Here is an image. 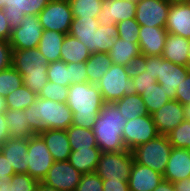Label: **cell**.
<instances>
[{"instance_id": "cell-52", "label": "cell", "mask_w": 190, "mask_h": 191, "mask_svg": "<svg viewBox=\"0 0 190 191\" xmlns=\"http://www.w3.org/2000/svg\"><path fill=\"white\" fill-rule=\"evenodd\" d=\"M10 137L9 129L5 120L4 113H0V145Z\"/></svg>"}, {"instance_id": "cell-21", "label": "cell", "mask_w": 190, "mask_h": 191, "mask_svg": "<svg viewBox=\"0 0 190 191\" xmlns=\"http://www.w3.org/2000/svg\"><path fill=\"white\" fill-rule=\"evenodd\" d=\"M190 177V149L172 147L163 179L172 183Z\"/></svg>"}, {"instance_id": "cell-36", "label": "cell", "mask_w": 190, "mask_h": 191, "mask_svg": "<svg viewBox=\"0 0 190 191\" xmlns=\"http://www.w3.org/2000/svg\"><path fill=\"white\" fill-rule=\"evenodd\" d=\"M72 16L78 18H97L101 11V0H69Z\"/></svg>"}, {"instance_id": "cell-11", "label": "cell", "mask_w": 190, "mask_h": 191, "mask_svg": "<svg viewBox=\"0 0 190 191\" xmlns=\"http://www.w3.org/2000/svg\"><path fill=\"white\" fill-rule=\"evenodd\" d=\"M159 135L152 115H140L128 120L123 127L122 136L126 149L132 151L137 146L147 143Z\"/></svg>"}, {"instance_id": "cell-17", "label": "cell", "mask_w": 190, "mask_h": 191, "mask_svg": "<svg viewBox=\"0 0 190 191\" xmlns=\"http://www.w3.org/2000/svg\"><path fill=\"white\" fill-rule=\"evenodd\" d=\"M151 115L159 135L167 136L185 120L183 105L177 100H170Z\"/></svg>"}, {"instance_id": "cell-28", "label": "cell", "mask_w": 190, "mask_h": 191, "mask_svg": "<svg viewBox=\"0 0 190 191\" xmlns=\"http://www.w3.org/2000/svg\"><path fill=\"white\" fill-rule=\"evenodd\" d=\"M60 53V60L66 64L86 62L92 54L82 42L70 34L65 35Z\"/></svg>"}, {"instance_id": "cell-8", "label": "cell", "mask_w": 190, "mask_h": 191, "mask_svg": "<svg viewBox=\"0 0 190 191\" xmlns=\"http://www.w3.org/2000/svg\"><path fill=\"white\" fill-rule=\"evenodd\" d=\"M134 156L132 151L102 152L95 173L102 180H129Z\"/></svg>"}, {"instance_id": "cell-35", "label": "cell", "mask_w": 190, "mask_h": 191, "mask_svg": "<svg viewBox=\"0 0 190 191\" xmlns=\"http://www.w3.org/2000/svg\"><path fill=\"white\" fill-rule=\"evenodd\" d=\"M37 96L27 86L22 85L6 95V107L11 110H25L35 102Z\"/></svg>"}, {"instance_id": "cell-19", "label": "cell", "mask_w": 190, "mask_h": 191, "mask_svg": "<svg viewBox=\"0 0 190 191\" xmlns=\"http://www.w3.org/2000/svg\"><path fill=\"white\" fill-rule=\"evenodd\" d=\"M168 32L163 27L140 25L139 48L141 56H161Z\"/></svg>"}, {"instance_id": "cell-13", "label": "cell", "mask_w": 190, "mask_h": 191, "mask_svg": "<svg viewBox=\"0 0 190 191\" xmlns=\"http://www.w3.org/2000/svg\"><path fill=\"white\" fill-rule=\"evenodd\" d=\"M82 173L69 161H55L42 183L59 191H75Z\"/></svg>"}, {"instance_id": "cell-45", "label": "cell", "mask_w": 190, "mask_h": 191, "mask_svg": "<svg viewBox=\"0 0 190 191\" xmlns=\"http://www.w3.org/2000/svg\"><path fill=\"white\" fill-rule=\"evenodd\" d=\"M75 191H103V180L95 172L82 174Z\"/></svg>"}, {"instance_id": "cell-31", "label": "cell", "mask_w": 190, "mask_h": 191, "mask_svg": "<svg viewBox=\"0 0 190 191\" xmlns=\"http://www.w3.org/2000/svg\"><path fill=\"white\" fill-rule=\"evenodd\" d=\"M114 104L127 121L137 118L140 115L149 114L142 96L136 93L123 96L120 100L115 101Z\"/></svg>"}, {"instance_id": "cell-30", "label": "cell", "mask_w": 190, "mask_h": 191, "mask_svg": "<svg viewBox=\"0 0 190 191\" xmlns=\"http://www.w3.org/2000/svg\"><path fill=\"white\" fill-rule=\"evenodd\" d=\"M85 63L88 82L91 84H97L113 64L108 53L97 52L92 53Z\"/></svg>"}, {"instance_id": "cell-14", "label": "cell", "mask_w": 190, "mask_h": 191, "mask_svg": "<svg viewBox=\"0 0 190 191\" xmlns=\"http://www.w3.org/2000/svg\"><path fill=\"white\" fill-rule=\"evenodd\" d=\"M171 3L167 0H140L136 2L135 19L142 26H166Z\"/></svg>"}, {"instance_id": "cell-34", "label": "cell", "mask_w": 190, "mask_h": 191, "mask_svg": "<svg viewBox=\"0 0 190 191\" xmlns=\"http://www.w3.org/2000/svg\"><path fill=\"white\" fill-rule=\"evenodd\" d=\"M141 96L150 115L170 101L164 86H161L158 82L144 90Z\"/></svg>"}, {"instance_id": "cell-40", "label": "cell", "mask_w": 190, "mask_h": 191, "mask_svg": "<svg viewBox=\"0 0 190 191\" xmlns=\"http://www.w3.org/2000/svg\"><path fill=\"white\" fill-rule=\"evenodd\" d=\"M39 181L29 174L18 173L11 177L6 188L0 191H36Z\"/></svg>"}, {"instance_id": "cell-54", "label": "cell", "mask_w": 190, "mask_h": 191, "mask_svg": "<svg viewBox=\"0 0 190 191\" xmlns=\"http://www.w3.org/2000/svg\"><path fill=\"white\" fill-rule=\"evenodd\" d=\"M152 191H175V188L172 182L163 179Z\"/></svg>"}, {"instance_id": "cell-26", "label": "cell", "mask_w": 190, "mask_h": 191, "mask_svg": "<svg viewBox=\"0 0 190 191\" xmlns=\"http://www.w3.org/2000/svg\"><path fill=\"white\" fill-rule=\"evenodd\" d=\"M190 39L168 33L162 58L173 64L188 66V49Z\"/></svg>"}, {"instance_id": "cell-61", "label": "cell", "mask_w": 190, "mask_h": 191, "mask_svg": "<svg viewBox=\"0 0 190 191\" xmlns=\"http://www.w3.org/2000/svg\"><path fill=\"white\" fill-rule=\"evenodd\" d=\"M5 5V0H0V9H3Z\"/></svg>"}, {"instance_id": "cell-33", "label": "cell", "mask_w": 190, "mask_h": 191, "mask_svg": "<svg viewBox=\"0 0 190 191\" xmlns=\"http://www.w3.org/2000/svg\"><path fill=\"white\" fill-rule=\"evenodd\" d=\"M66 133L68 135L71 150L98 147L92 129L71 125L66 129Z\"/></svg>"}, {"instance_id": "cell-24", "label": "cell", "mask_w": 190, "mask_h": 191, "mask_svg": "<svg viewBox=\"0 0 190 191\" xmlns=\"http://www.w3.org/2000/svg\"><path fill=\"white\" fill-rule=\"evenodd\" d=\"M99 23L97 18L73 17L68 34L76 37L91 53H96L97 29Z\"/></svg>"}, {"instance_id": "cell-18", "label": "cell", "mask_w": 190, "mask_h": 191, "mask_svg": "<svg viewBox=\"0 0 190 191\" xmlns=\"http://www.w3.org/2000/svg\"><path fill=\"white\" fill-rule=\"evenodd\" d=\"M28 139V137H8L3 144L0 145V151L6 157L10 166L14 168L15 174H27Z\"/></svg>"}, {"instance_id": "cell-50", "label": "cell", "mask_w": 190, "mask_h": 191, "mask_svg": "<svg viewBox=\"0 0 190 191\" xmlns=\"http://www.w3.org/2000/svg\"><path fill=\"white\" fill-rule=\"evenodd\" d=\"M12 29L6 19L3 9H0V40L9 41Z\"/></svg>"}, {"instance_id": "cell-16", "label": "cell", "mask_w": 190, "mask_h": 191, "mask_svg": "<svg viewBox=\"0 0 190 191\" xmlns=\"http://www.w3.org/2000/svg\"><path fill=\"white\" fill-rule=\"evenodd\" d=\"M51 0H5L3 13L13 30L21 25L25 15H37Z\"/></svg>"}, {"instance_id": "cell-51", "label": "cell", "mask_w": 190, "mask_h": 191, "mask_svg": "<svg viewBox=\"0 0 190 191\" xmlns=\"http://www.w3.org/2000/svg\"><path fill=\"white\" fill-rule=\"evenodd\" d=\"M14 174V168L10 166L6 157L0 151V177H12Z\"/></svg>"}, {"instance_id": "cell-57", "label": "cell", "mask_w": 190, "mask_h": 191, "mask_svg": "<svg viewBox=\"0 0 190 191\" xmlns=\"http://www.w3.org/2000/svg\"><path fill=\"white\" fill-rule=\"evenodd\" d=\"M183 109H184V118H185V120L190 121V104L189 105H184Z\"/></svg>"}, {"instance_id": "cell-49", "label": "cell", "mask_w": 190, "mask_h": 191, "mask_svg": "<svg viewBox=\"0 0 190 191\" xmlns=\"http://www.w3.org/2000/svg\"><path fill=\"white\" fill-rule=\"evenodd\" d=\"M103 191H130L126 180H103Z\"/></svg>"}, {"instance_id": "cell-32", "label": "cell", "mask_w": 190, "mask_h": 191, "mask_svg": "<svg viewBox=\"0 0 190 191\" xmlns=\"http://www.w3.org/2000/svg\"><path fill=\"white\" fill-rule=\"evenodd\" d=\"M10 137H30L33 135L29 129L28 118L24 114V110L6 109L4 112Z\"/></svg>"}, {"instance_id": "cell-55", "label": "cell", "mask_w": 190, "mask_h": 191, "mask_svg": "<svg viewBox=\"0 0 190 191\" xmlns=\"http://www.w3.org/2000/svg\"><path fill=\"white\" fill-rule=\"evenodd\" d=\"M36 191H59V190H57L56 188L49 187L43 184L42 182H39Z\"/></svg>"}, {"instance_id": "cell-22", "label": "cell", "mask_w": 190, "mask_h": 191, "mask_svg": "<svg viewBox=\"0 0 190 191\" xmlns=\"http://www.w3.org/2000/svg\"><path fill=\"white\" fill-rule=\"evenodd\" d=\"M162 180V174L134 161L128 186L130 191H152Z\"/></svg>"}, {"instance_id": "cell-23", "label": "cell", "mask_w": 190, "mask_h": 191, "mask_svg": "<svg viewBox=\"0 0 190 191\" xmlns=\"http://www.w3.org/2000/svg\"><path fill=\"white\" fill-rule=\"evenodd\" d=\"M54 161H67L72 152L66 130L47 129L39 133Z\"/></svg>"}, {"instance_id": "cell-60", "label": "cell", "mask_w": 190, "mask_h": 191, "mask_svg": "<svg viewBox=\"0 0 190 191\" xmlns=\"http://www.w3.org/2000/svg\"><path fill=\"white\" fill-rule=\"evenodd\" d=\"M188 67H190V44L188 49Z\"/></svg>"}, {"instance_id": "cell-41", "label": "cell", "mask_w": 190, "mask_h": 191, "mask_svg": "<svg viewBox=\"0 0 190 191\" xmlns=\"http://www.w3.org/2000/svg\"><path fill=\"white\" fill-rule=\"evenodd\" d=\"M48 81L55 82L65 87H69V63L55 61L48 64L47 69Z\"/></svg>"}, {"instance_id": "cell-47", "label": "cell", "mask_w": 190, "mask_h": 191, "mask_svg": "<svg viewBox=\"0 0 190 191\" xmlns=\"http://www.w3.org/2000/svg\"><path fill=\"white\" fill-rule=\"evenodd\" d=\"M175 100L179 101L183 106L190 104V72L181 84L177 86Z\"/></svg>"}, {"instance_id": "cell-44", "label": "cell", "mask_w": 190, "mask_h": 191, "mask_svg": "<svg viewBox=\"0 0 190 191\" xmlns=\"http://www.w3.org/2000/svg\"><path fill=\"white\" fill-rule=\"evenodd\" d=\"M131 76L135 84L136 94L141 95L144 90L149 89L156 79L148 71L143 70L138 64L133 67Z\"/></svg>"}, {"instance_id": "cell-15", "label": "cell", "mask_w": 190, "mask_h": 191, "mask_svg": "<svg viewBox=\"0 0 190 191\" xmlns=\"http://www.w3.org/2000/svg\"><path fill=\"white\" fill-rule=\"evenodd\" d=\"M136 2L132 0H103L97 20L100 26L116 25L126 19L135 18Z\"/></svg>"}, {"instance_id": "cell-4", "label": "cell", "mask_w": 190, "mask_h": 191, "mask_svg": "<svg viewBox=\"0 0 190 191\" xmlns=\"http://www.w3.org/2000/svg\"><path fill=\"white\" fill-rule=\"evenodd\" d=\"M48 60L38 48L13 49L12 66L22 75L23 85L36 95L48 82Z\"/></svg>"}, {"instance_id": "cell-42", "label": "cell", "mask_w": 190, "mask_h": 191, "mask_svg": "<svg viewBox=\"0 0 190 191\" xmlns=\"http://www.w3.org/2000/svg\"><path fill=\"white\" fill-rule=\"evenodd\" d=\"M68 87L62 86L55 82L48 81L46 85L42 88L39 97L43 99H50L55 102L67 103L68 100Z\"/></svg>"}, {"instance_id": "cell-10", "label": "cell", "mask_w": 190, "mask_h": 191, "mask_svg": "<svg viewBox=\"0 0 190 191\" xmlns=\"http://www.w3.org/2000/svg\"><path fill=\"white\" fill-rule=\"evenodd\" d=\"M27 160V174L42 182L55 161L39 134H33L28 139Z\"/></svg>"}, {"instance_id": "cell-29", "label": "cell", "mask_w": 190, "mask_h": 191, "mask_svg": "<svg viewBox=\"0 0 190 191\" xmlns=\"http://www.w3.org/2000/svg\"><path fill=\"white\" fill-rule=\"evenodd\" d=\"M66 34L54 30H43L38 49L48 63L60 61L61 46Z\"/></svg>"}, {"instance_id": "cell-20", "label": "cell", "mask_w": 190, "mask_h": 191, "mask_svg": "<svg viewBox=\"0 0 190 191\" xmlns=\"http://www.w3.org/2000/svg\"><path fill=\"white\" fill-rule=\"evenodd\" d=\"M165 29L168 33L190 39V1L170 5Z\"/></svg>"}, {"instance_id": "cell-43", "label": "cell", "mask_w": 190, "mask_h": 191, "mask_svg": "<svg viewBox=\"0 0 190 191\" xmlns=\"http://www.w3.org/2000/svg\"><path fill=\"white\" fill-rule=\"evenodd\" d=\"M118 37L123 40L139 44L140 25L135 18H130L117 23Z\"/></svg>"}, {"instance_id": "cell-56", "label": "cell", "mask_w": 190, "mask_h": 191, "mask_svg": "<svg viewBox=\"0 0 190 191\" xmlns=\"http://www.w3.org/2000/svg\"><path fill=\"white\" fill-rule=\"evenodd\" d=\"M11 177H0V189L6 188Z\"/></svg>"}, {"instance_id": "cell-6", "label": "cell", "mask_w": 190, "mask_h": 191, "mask_svg": "<svg viewBox=\"0 0 190 191\" xmlns=\"http://www.w3.org/2000/svg\"><path fill=\"white\" fill-rule=\"evenodd\" d=\"M133 68L112 64L96 84L104 103H114L123 96L135 94L131 72Z\"/></svg>"}, {"instance_id": "cell-48", "label": "cell", "mask_w": 190, "mask_h": 191, "mask_svg": "<svg viewBox=\"0 0 190 191\" xmlns=\"http://www.w3.org/2000/svg\"><path fill=\"white\" fill-rule=\"evenodd\" d=\"M12 52L9 41L0 40V72L12 66Z\"/></svg>"}, {"instance_id": "cell-25", "label": "cell", "mask_w": 190, "mask_h": 191, "mask_svg": "<svg viewBox=\"0 0 190 191\" xmlns=\"http://www.w3.org/2000/svg\"><path fill=\"white\" fill-rule=\"evenodd\" d=\"M113 64L133 68L141 59L139 45L119 37L115 39L113 47L108 52Z\"/></svg>"}, {"instance_id": "cell-58", "label": "cell", "mask_w": 190, "mask_h": 191, "mask_svg": "<svg viewBox=\"0 0 190 191\" xmlns=\"http://www.w3.org/2000/svg\"><path fill=\"white\" fill-rule=\"evenodd\" d=\"M6 109L7 107L5 98L0 96V113H4Z\"/></svg>"}, {"instance_id": "cell-37", "label": "cell", "mask_w": 190, "mask_h": 191, "mask_svg": "<svg viewBox=\"0 0 190 191\" xmlns=\"http://www.w3.org/2000/svg\"><path fill=\"white\" fill-rule=\"evenodd\" d=\"M23 85L22 75L13 67H9L0 72V96L6 97L7 94L12 93L15 89Z\"/></svg>"}, {"instance_id": "cell-59", "label": "cell", "mask_w": 190, "mask_h": 191, "mask_svg": "<svg viewBox=\"0 0 190 191\" xmlns=\"http://www.w3.org/2000/svg\"><path fill=\"white\" fill-rule=\"evenodd\" d=\"M167 1L172 4V3L188 2L189 0H167Z\"/></svg>"}, {"instance_id": "cell-38", "label": "cell", "mask_w": 190, "mask_h": 191, "mask_svg": "<svg viewBox=\"0 0 190 191\" xmlns=\"http://www.w3.org/2000/svg\"><path fill=\"white\" fill-rule=\"evenodd\" d=\"M118 37V27L116 25L98 26L96 39V52L108 53L113 47L115 39Z\"/></svg>"}, {"instance_id": "cell-7", "label": "cell", "mask_w": 190, "mask_h": 191, "mask_svg": "<svg viewBox=\"0 0 190 191\" xmlns=\"http://www.w3.org/2000/svg\"><path fill=\"white\" fill-rule=\"evenodd\" d=\"M171 151L172 145L168 136L158 135L147 143L137 146L132 150V153L136 163L147 166L163 175Z\"/></svg>"}, {"instance_id": "cell-3", "label": "cell", "mask_w": 190, "mask_h": 191, "mask_svg": "<svg viewBox=\"0 0 190 191\" xmlns=\"http://www.w3.org/2000/svg\"><path fill=\"white\" fill-rule=\"evenodd\" d=\"M128 121L114 103H104L96 119L93 134L102 152H122L127 150L122 130Z\"/></svg>"}, {"instance_id": "cell-27", "label": "cell", "mask_w": 190, "mask_h": 191, "mask_svg": "<svg viewBox=\"0 0 190 191\" xmlns=\"http://www.w3.org/2000/svg\"><path fill=\"white\" fill-rule=\"evenodd\" d=\"M101 153L102 151L99 147L76 149L72 150L68 161L82 174L93 173L95 172Z\"/></svg>"}, {"instance_id": "cell-1", "label": "cell", "mask_w": 190, "mask_h": 191, "mask_svg": "<svg viewBox=\"0 0 190 191\" xmlns=\"http://www.w3.org/2000/svg\"><path fill=\"white\" fill-rule=\"evenodd\" d=\"M67 105L72 111V125L92 129L104 101L96 84L78 83L68 87Z\"/></svg>"}, {"instance_id": "cell-53", "label": "cell", "mask_w": 190, "mask_h": 191, "mask_svg": "<svg viewBox=\"0 0 190 191\" xmlns=\"http://www.w3.org/2000/svg\"><path fill=\"white\" fill-rule=\"evenodd\" d=\"M175 191H190V177L173 183Z\"/></svg>"}, {"instance_id": "cell-2", "label": "cell", "mask_w": 190, "mask_h": 191, "mask_svg": "<svg viewBox=\"0 0 190 191\" xmlns=\"http://www.w3.org/2000/svg\"><path fill=\"white\" fill-rule=\"evenodd\" d=\"M29 129L39 134L47 129L66 130L72 125V111L67 103L36 97L35 102L24 110Z\"/></svg>"}, {"instance_id": "cell-39", "label": "cell", "mask_w": 190, "mask_h": 191, "mask_svg": "<svg viewBox=\"0 0 190 191\" xmlns=\"http://www.w3.org/2000/svg\"><path fill=\"white\" fill-rule=\"evenodd\" d=\"M167 136L172 147L190 149V121L183 120Z\"/></svg>"}, {"instance_id": "cell-5", "label": "cell", "mask_w": 190, "mask_h": 191, "mask_svg": "<svg viewBox=\"0 0 190 191\" xmlns=\"http://www.w3.org/2000/svg\"><path fill=\"white\" fill-rule=\"evenodd\" d=\"M138 65L164 86L170 100H175L177 86L190 72V67L173 64L162 56H142Z\"/></svg>"}, {"instance_id": "cell-46", "label": "cell", "mask_w": 190, "mask_h": 191, "mask_svg": "<svg viewBox=\"0 0 190 191\" xmlns=\"http://www.w3.org/2000/svg\"><path fill=\"white\" fill-rule=\"evenodd\" d=\"M88 82L86 63H69V83L78 84Z\"/></svg>"}, {"instance_id": "cell-12", "label": "cell", "mask_w": 190, "mask_h": 191, "mask_svg": "<svg viewBox=\"0 0 190 191\" xmlns=\"http://www.w3.org/2000/svg\"><path fill=\"white\" fill-rule=\"evenodd\" d=\"M43 28L37 15H25L21 25L11 32L9 44L12 49L38 48Z\"/></svg>"}, {"instance_id": "cell-9", "label": "cell", "mask_w": 190, "mask_h": 191, "mask_svg": "<svg viewBox=\"0 0 190 191\" xmlns=\"http://www.w3.org/2000/svg\"><path fill=\"white\" fill-rule=\"evenodd\" d=\"M38 17L43 30L68 34L73 20L69 0H51Z\"/></svg>"}]
</instances>
